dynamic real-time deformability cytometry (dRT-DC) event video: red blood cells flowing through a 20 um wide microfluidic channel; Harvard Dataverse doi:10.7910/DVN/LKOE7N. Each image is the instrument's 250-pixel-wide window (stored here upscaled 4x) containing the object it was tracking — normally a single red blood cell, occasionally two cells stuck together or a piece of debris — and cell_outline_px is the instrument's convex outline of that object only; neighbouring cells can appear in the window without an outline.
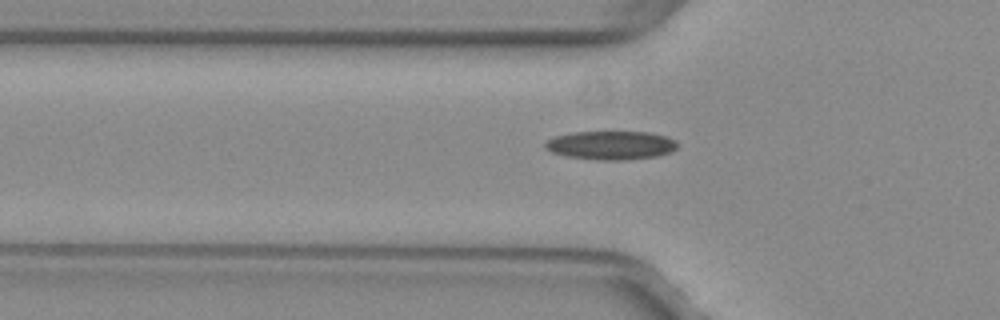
{"species": "common noctule bat (a hibernating species)", "species_latin": "Nyctalus noctula", "temperature_condition": "warm", "stored_images_in_passage": 37, "camera_frame_rate_fps": 3000, "um_per_image_px": 0.085, "animal": {"sex": "female", "body_mass_g": 29.2, "forearm_length_mm": 56.3}, "frame": {"image": 1, "passage_image": 3, "time_ms": 0.667, "image_size_px": [1000, 320], "cell_outline_px": [[676, 148], [668, 152], [656, 156], [628, 160], [596, 160], [568, 156], [552, 152], [544, 148], [544, 144], [548, 140], [556, 136], [572, 132], [652, 132], [676, 140]], "centroid_in_image_um": [51.91, 12.35], "position_along_channel_um": 73.9, "area_um2": 21.96}}
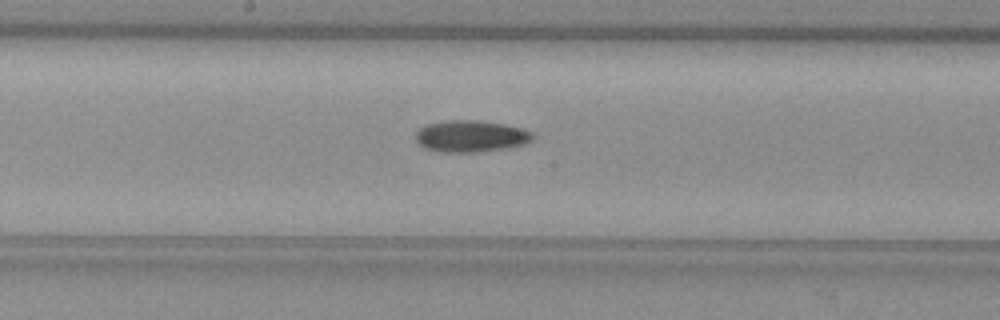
{"frame": {"image": 2, "passage_image": 13, "time_ms": 4.0, "image_size_px": [1000, 320], "cell_outline_px": [[532, 140], [524, 144], [508, 148], [476, 152], [440, 152], [420, 148], [416, 144], [416, 132], [420, 128], [428, 124], [444, 120], [476, 120], [504, 124], [520, 128], [532, 132]], "centroid_in_image_um": [39.95, 11.59], "position_along_channel_um": 208.2, "area_um2": 21.79}}
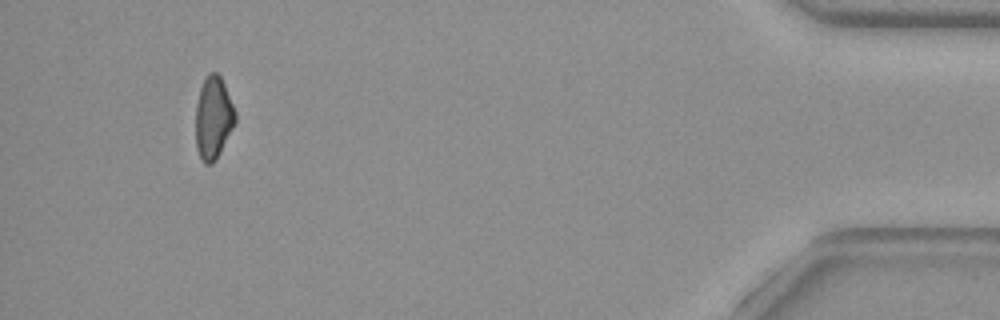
{"frame": {"image": 3, "passage_image": 34, "time_ms": 11.0, "image_size_px": [1000, 320], "cell_outline_px": [[236, 124], [216, 160], [212, 164], [204, 164], [200, 160], [196, 148], [196, 104], [200, 88], [208, 72], [216, 72], [220, 76], [224, 84], [236, 112]], "centroid_in_image_um": [18.14, 10.05], "position_along_channel_um": 417.1, "area_um2": 19.31}, "authors_computed_cell_mechanics": {"area_um2": 20.3456, "velocity_mm_per_s": 4.0112, "shape_relaxation_time_tau1_ms": null, "shape_relaxation_time_tau2_ms": 7.2708, "deformation_change_tau1": null, "deformation_change_tau2": 0.1556}}